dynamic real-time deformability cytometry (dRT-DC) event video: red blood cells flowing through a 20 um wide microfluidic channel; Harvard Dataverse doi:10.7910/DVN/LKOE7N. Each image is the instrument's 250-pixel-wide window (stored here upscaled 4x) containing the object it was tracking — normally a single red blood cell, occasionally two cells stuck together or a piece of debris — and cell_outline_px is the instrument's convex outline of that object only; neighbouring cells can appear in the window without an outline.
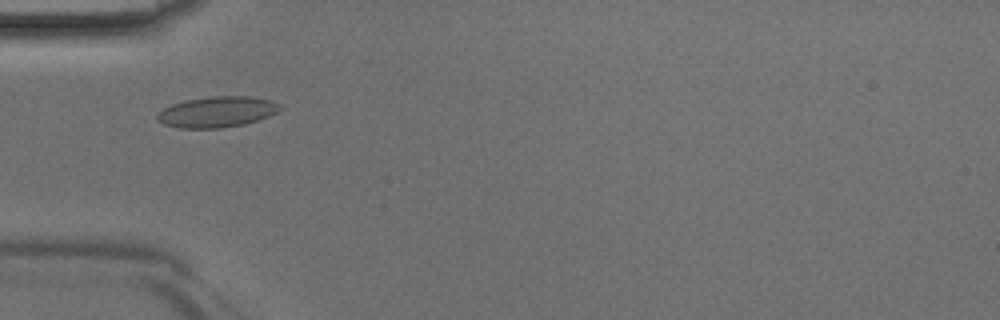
{"species": "Egyptian fruit bat (a non-hibernating species)", "species_latin": "Rousettus aegyptiacus", "temperature_condition": "room temperature", "stored_images_in_passage": 43, "camera_frame_rate_fps": 3000, "um_per_image_px": 0.085, "animal": {"sex": "male"}, "frame": {"image": 1, "passage_image": 12, "time_ms": 3.667, "image_size_px": [1000, 320], "cell_outline_px": [[280, 108], [276, 112], [268, 116], [244, 124], [220, 128], [180, 128], [164, 124], [156, 120], [156, 112], [172, 104], [184, 100], [212, 96], [248, 96], [272, 100], [280, 104]], "centroid_in_image_um": [18.4, 9.5], "position_along_channel_um": 66.6, "area_um2": 22.02}}
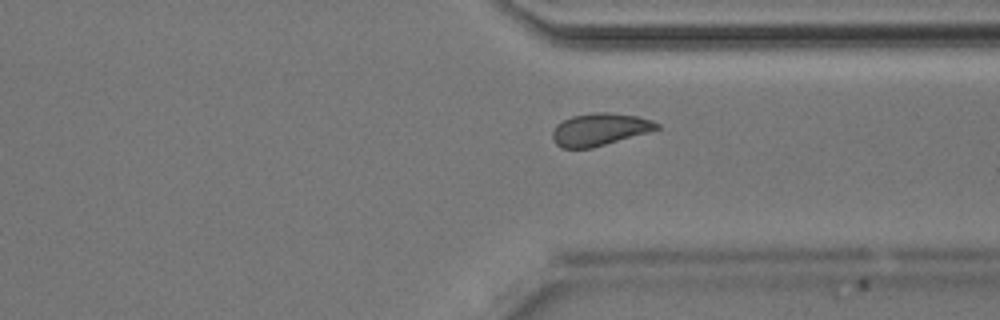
{"frame": {"image": 2, "passage_image": 32, "time_ms": 10.333, "image_size_px": [1000, 320], "cell_outline_px": [[660, 128], [648, 132], [592, 148], [564, 148], [556, 144], [552, 140], [552, 132], [556, 124], [572, 116], [596, 112], [608, 112], [636, 116], [652, 120], [660, 124]], "centroid_in_image_um": [50.96, 11.0], "position_along_channel_um": 360.4, "area_um2": 19.59}}
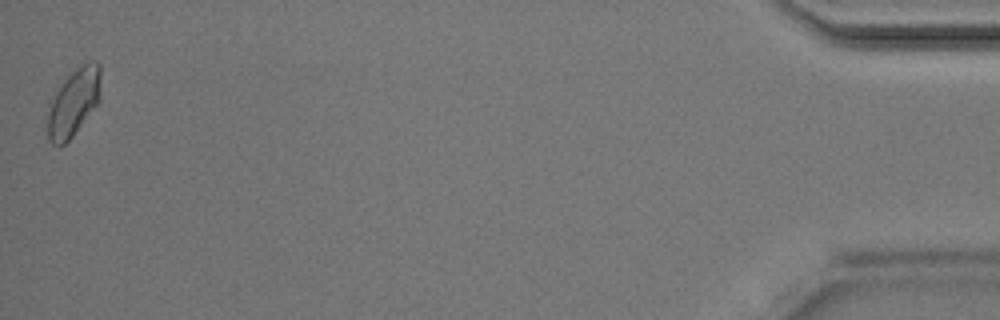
{"frame": {"image": 3, "passage_image": 43, "time_ms": 14.0, "image_size_px": [1000, 320], "cell_outline_px": [[100, 100], [72, 136], [60, 148], [52, 144], [48, 140], [48, 112], [52, 100], [56, 92], [68, 76], [76, 68], [88, 60], [96, 60], [100, 64]], "centroid_in_image_um": [6.28, 8.7], "position_along_channel_um": 428.9, "area_um2": 20.63}}